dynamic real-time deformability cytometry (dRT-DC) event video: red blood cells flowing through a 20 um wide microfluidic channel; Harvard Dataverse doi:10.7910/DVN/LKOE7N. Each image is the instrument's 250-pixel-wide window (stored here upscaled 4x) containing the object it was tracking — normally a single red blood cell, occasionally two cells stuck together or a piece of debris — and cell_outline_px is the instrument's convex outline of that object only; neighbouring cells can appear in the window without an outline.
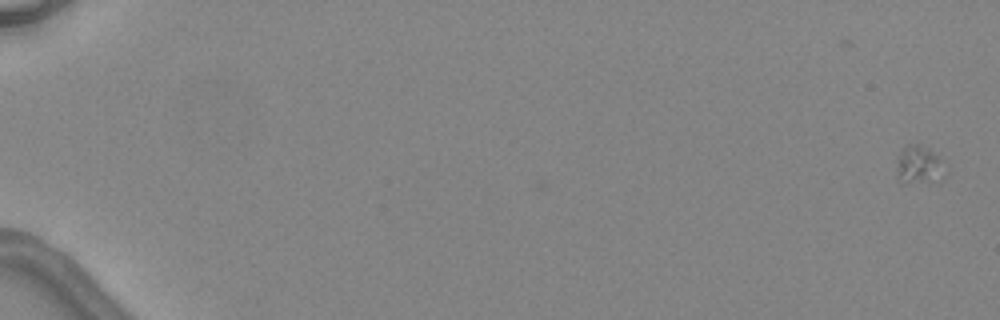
{"species": "common noctule bat (a hibernating species)", "species_latin": "Nyctalus noctula", "temperature_condition": "warm", "stored_images_in_passage": 6, "camera_frame_rate_fps": 3000, "um_per_image_px": 0.085, "animal": {"sex": "female", "body_mass_g": 24.6, "forearm_length_mm": 56.2}, "frame": {"image": 1, "passage_image": 1, "time_ms": 0.0, "image_size_px": [1000, 320], "cell_outline_px": [[940, 160], [932, 180], [928, 184], [900, 184], [896, 180], [896, 168], [900, 152], [904, 148], [912, 144], [916, 144], [928, 148]], "centroid_in_image_um": [77.88, 14.06], "position_along_channel_um": 7.1, "area_um2": 10.0}}